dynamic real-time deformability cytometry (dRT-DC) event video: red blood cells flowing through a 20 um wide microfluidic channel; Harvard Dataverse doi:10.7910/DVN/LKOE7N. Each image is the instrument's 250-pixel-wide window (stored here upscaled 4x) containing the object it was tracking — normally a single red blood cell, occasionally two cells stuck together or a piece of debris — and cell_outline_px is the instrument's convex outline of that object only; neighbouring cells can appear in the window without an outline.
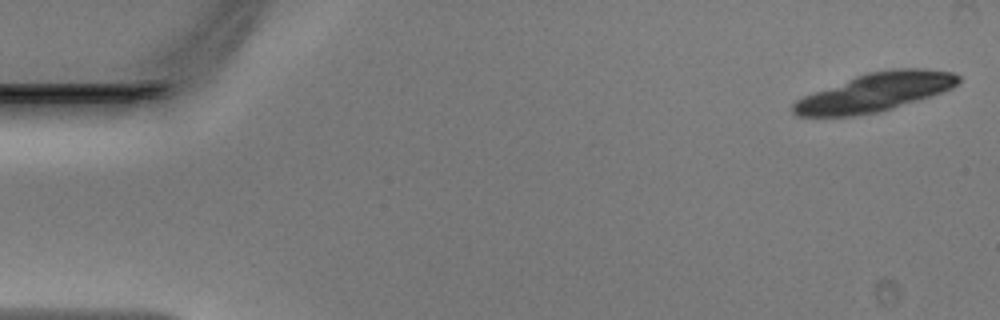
{"species": "Egyptian fruit bat (a non-hibernating species)", "species_latin": "Rousettus aegyptiacus", "temperature_condition": "warm", "stored_images_in_passage": 20, "camera_frame_rate_fps": 3000, "um_per_image_px": 0.085, "animal": {"sex": "male"}, "frame": {"image": 1, "passage_image": 1, "time_ms": 0.0, "image_size_px": [1000, 320], "cell_outline_px": [[960, 80], [952, 88], [932, 96], [892, 108], [876, 112], [852, 116], [796, 116], [792, 112], [792, 104], [796, 100], [804, 96], [856, 76], [868, 72], [892, 68], [924, 68], [952, 72], [960, 76]], "centroid_in_image_um": [74.4, 7.83], "position_along_channel_um": 10.6, "area_um2": 36.7}}